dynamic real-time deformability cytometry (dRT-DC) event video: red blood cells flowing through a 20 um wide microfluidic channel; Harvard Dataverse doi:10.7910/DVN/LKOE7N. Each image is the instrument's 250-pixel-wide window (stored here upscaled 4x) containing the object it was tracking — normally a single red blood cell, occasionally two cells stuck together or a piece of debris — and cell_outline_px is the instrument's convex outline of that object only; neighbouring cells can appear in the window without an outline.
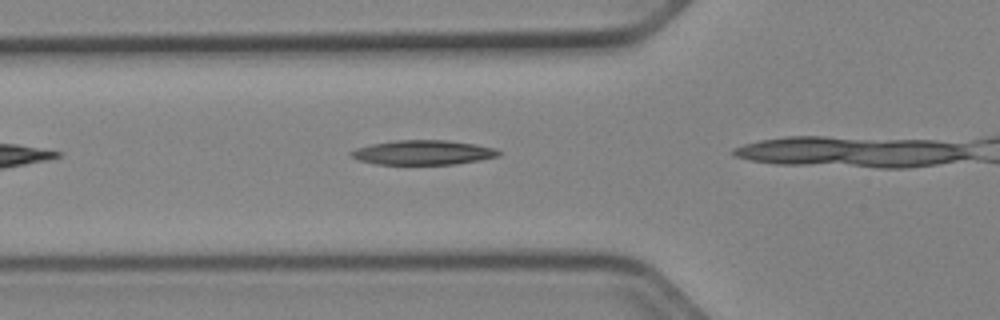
{"species": "Egyptian fruit bat (a non-hibernating species)", "species_latin": "Rousettus aegyptiacus", "temperature_condition": "cold", "stored_images_in_passage": 13, "camera_frame_rate_fps": 3000, "um_per_image_px": 0.085, "animal": {"sex": "female"}, "frame": {"image": 1, "passage_image": 3, "time_ms": 0.667, "image_size_px": [1000, 320], "cell_outline_px": [[500, 156], [480, 160], [456, 164], [376, 164], [356, 160], [348, 156], [348, 152], [356, 148], [372, 144], [396, 140], [448, 140], [476, 144], [496, 148], [500, 152]], "centroid_in_image_um": [35.94, 12.96], "position_along_channel_um": 89.9, "area_um2": 21.33}}